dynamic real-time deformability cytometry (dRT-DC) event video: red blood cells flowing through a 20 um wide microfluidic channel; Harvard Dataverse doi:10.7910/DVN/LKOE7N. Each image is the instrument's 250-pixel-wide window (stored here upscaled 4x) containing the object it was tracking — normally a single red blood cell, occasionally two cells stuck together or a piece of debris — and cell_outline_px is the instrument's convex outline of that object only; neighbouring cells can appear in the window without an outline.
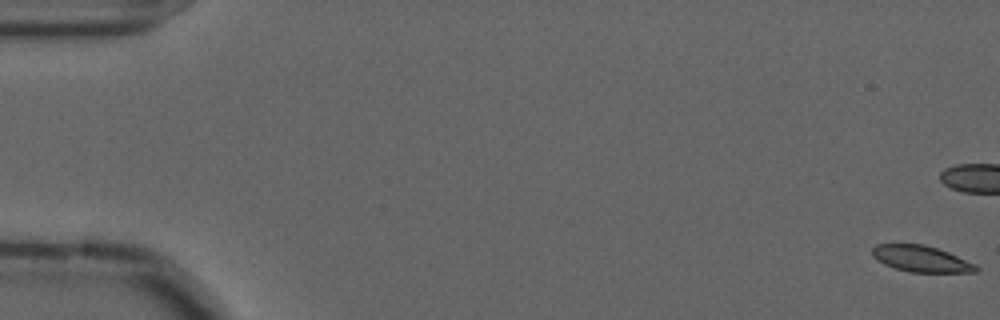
{"species": "common noctule bat (a hibernating species)", "species_latin": "Nyctalus noctula", "temperature_condition": "cold", "stored_images_in_passage": 59, "camera_frame_rate_fps": 3000, "um_per_image_px": 0.085, "animal": {"sex": "male", "forearm_length_mm": 52.5}, "frame": {"image": 1, "passage_image": 1, "time_ms": 0.0, "image_size_px": [1000, 320], "cell_outline_px": [[980, 272], [912, 272], [896, 268], [884, 264], [876, 260], [872, 256], [872, 248], [876, 244], [924, 244], [948, 252], [976, 264], [980, 268]], "centroid_in_image_um": [78.31, 22.0], "position_along_channel_um": 6.7, "area_um2": 15.9}, "authors_computed_cell_mechanics": {"area_um2": 16.7042, "velocity_mm_per_s": 3.5798, "shape_relaxation_time_tau1_ms": 10.6834, "shape_relaxation_time_tau2_ms": 5.1951, "deformation_change_tau1": 0.1974, "deformation_change_tau2": 0.0656}}